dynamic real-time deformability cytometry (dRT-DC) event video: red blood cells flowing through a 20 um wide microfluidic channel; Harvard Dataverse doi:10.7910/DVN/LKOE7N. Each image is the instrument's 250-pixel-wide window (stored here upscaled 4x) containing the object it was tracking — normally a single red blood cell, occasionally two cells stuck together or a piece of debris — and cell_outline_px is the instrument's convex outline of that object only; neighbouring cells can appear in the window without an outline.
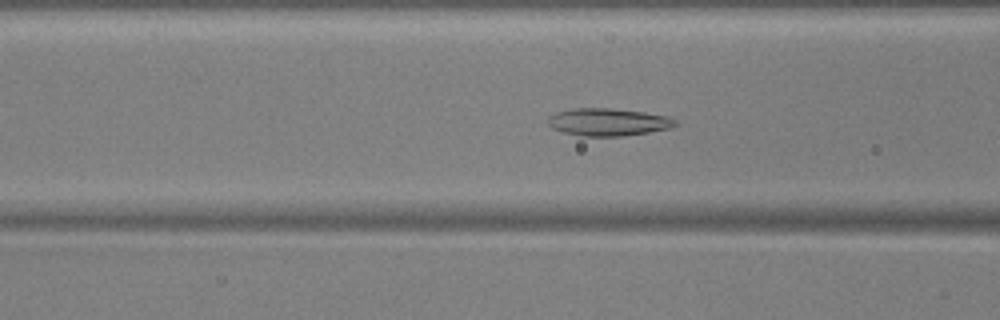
{"species": "common noctule bat (a hibernating species)", "species_latin": "Nyctalus noctula", "temperature_condition": "warm", "stored_images_in_passage": 46, "camera_frame_rate_fps": 3000, "um_per_image_px": 0.085, "animal": {"sex": "male", "body_mass_g": 17.9, "forearm_length_mm": 54.2}, "frame": {"image": 1, "passage_image": 14, "time_ms": 4.333, "image_size_px": [1000, 320], "cell_outline_px": [[676, 124], [668, 128], [648, 132], [624, 136], [580, 136], [564, 132], [552, 128], [548, 124], [548, 116], [556, 112], [572, 108], [608, 108], [644, 112], [668, 116], [676, 120]], "centroid_in_image_um": [51.65, 10.37], "position_along_channel_um": 115.0, "area_um2": 20.35}}
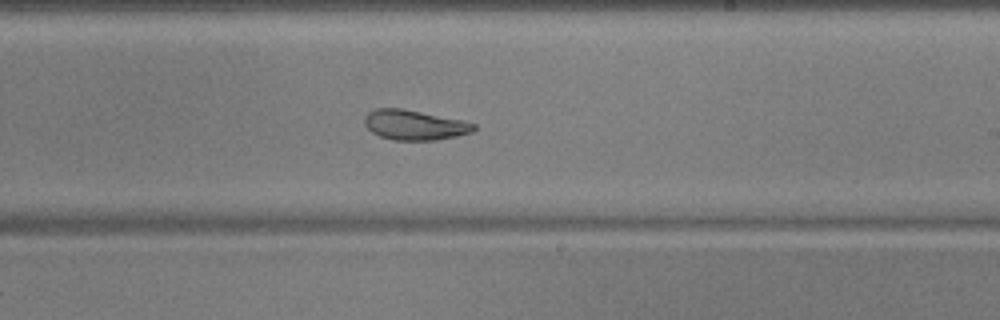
{"frame": {"image": 2, "passage_image": 25, "time_ms": 8.0, "image_size_px": [1000, 320], "cell_outline_px": [[476, 128], [472, 132], [456, 136], [436, 140], [392, 140], [380, 136], [372, 132], [364, 124], [364, 116], [368, 112], [376, 108], [404, 108], [464, 120], [476, 124]], "centroid_in_image_um": [35.24, 10.61], "position_along_channel_um": 253.8, "area_um2": 19.31}}
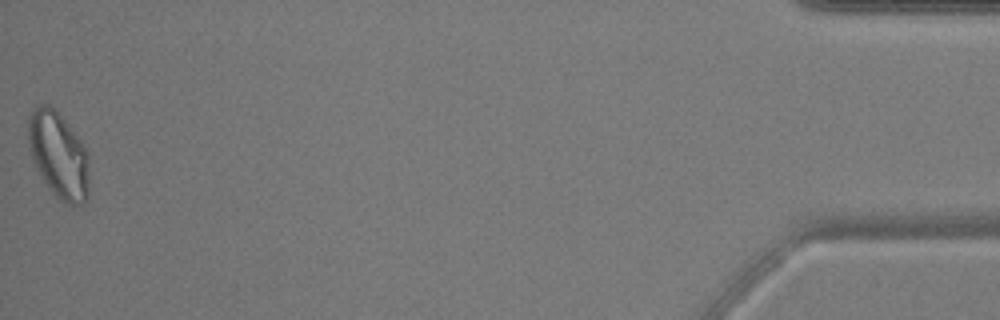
{"frame": {"image": 3, "passage_image": 46, "time_ms": 15.0, "image_size_px": [1000, 320], "cell_outline_px": [[88, 200], [84, 204], [68, 204], [60, 200], [48, 188], [36, 168], [32, 160], [28, 148], [28, 116], [32, 108], [40, 104], [48, 104], [64, 120], [80, 140], [88, 152]], "centroid_in_image_um": [4.95, 13.19], "position_along_channel_um": 430.2, "area_um2": 30.75}, "authors_computed_cell_mechanics": {"area_um2": 21.6461, "velocity_mm_per_s": 3.7855, "shape_relaxation_time_tau1_ms": 10.9283, "shape_relaxation_time_tau2_ms": 2.3841, "deformation_change_tau1": 0.2171, "deformation_change_tau2": 0.0836}}